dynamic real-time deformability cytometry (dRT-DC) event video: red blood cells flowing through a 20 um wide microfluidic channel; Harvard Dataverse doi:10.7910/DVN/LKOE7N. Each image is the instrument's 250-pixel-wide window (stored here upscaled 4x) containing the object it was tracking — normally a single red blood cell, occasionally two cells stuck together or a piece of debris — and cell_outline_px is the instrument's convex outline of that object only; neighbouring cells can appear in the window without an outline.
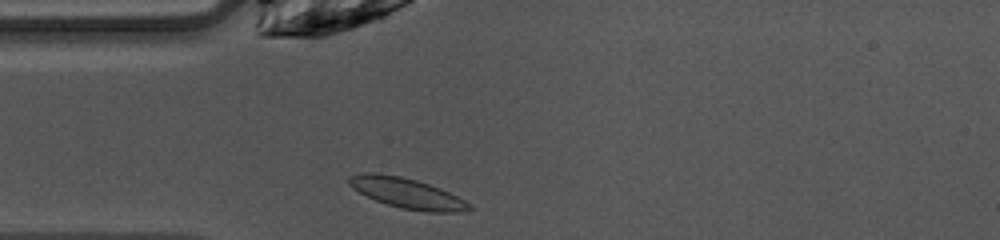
{"species": "common noctule bat (a hibernating species)", "species_latin": "Nyctalus noctula", "temperature_condition": "warm", "stored_images_in_passage": 37, "camera_frame_rate_fps": 3000, "um_per_image_px": 0.085, "animal": {"sex": "female", "body_mass_g": 10.0, "forearm_length_mm": 53.1}, "frame": {"image": 1, "passage_image": 1, "time_ms": 0.0, "image_size_px": [1000, 240], "cell_outline_px": [[472, 208], [460, 212], [428, 212], [400, 208], [376, 200], [352, 188], [348, 184], [348, 176], [364, 172], [376, 172], [400, 176], [416, 180], [440, 188], [464, 200]], "centroid_in_image_um": [34.54, 16.4], "position_along_channel_um": 50.5, "area_um2": 20.98}}
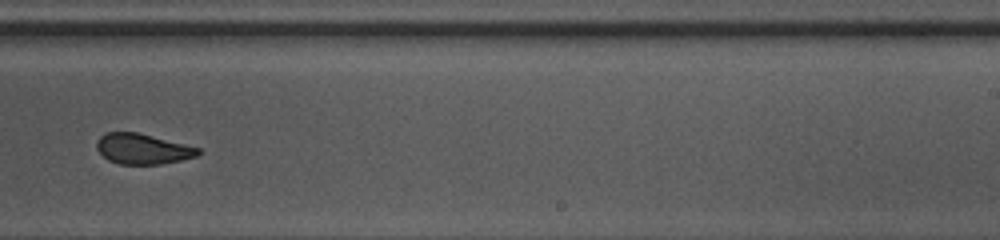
{"frame": {"image": 2, "passage_image": 18, "time_ms": 5.667, "image_size_px": [1000, 240], "cell_outline_px": [[200, 152], [196, 156], [180, 160], [160, 164], [120, 164], [108, 160], [96, 148], [96, 140], [100, 136], [108, 132], [136, 132], [200, 148]], "centroid_in_image_um": [12.09, 12.65], "position_along_channel_um": 276.9, "area_um2": 17.74}}
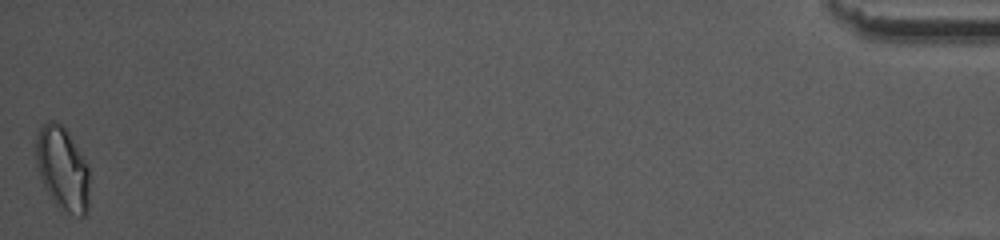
{"frame": {"image": 3, "passage_image": 37, "time_ms": 12.0, "image_size_px": [1000, 240], "cell_outline_px": [[88, 212], [84, 216], [80, 216], [60, 212], [44, 184], [40, 176], [36, 164], [36, 136], [40, 128], [48, 120], [52, 120], [60, 124], [68, 132], [88, 164]], "centroid_in_image_um": [5.32, 14.36], "position_along_channel_um": 429.9, "area_um2": 26.07}, "authors_computed_cell_mechanics": {"area_um2": 19.4786, "velocity_mm_per_s": 4.0573, "shape_relaxation_time_tau1_ms": 5.6852, "shape_relaxation_time_tau2_ms": 1.3014, "deformation_change_tau1": 0.1601, "deformation_change_tau2": 0.0754}}